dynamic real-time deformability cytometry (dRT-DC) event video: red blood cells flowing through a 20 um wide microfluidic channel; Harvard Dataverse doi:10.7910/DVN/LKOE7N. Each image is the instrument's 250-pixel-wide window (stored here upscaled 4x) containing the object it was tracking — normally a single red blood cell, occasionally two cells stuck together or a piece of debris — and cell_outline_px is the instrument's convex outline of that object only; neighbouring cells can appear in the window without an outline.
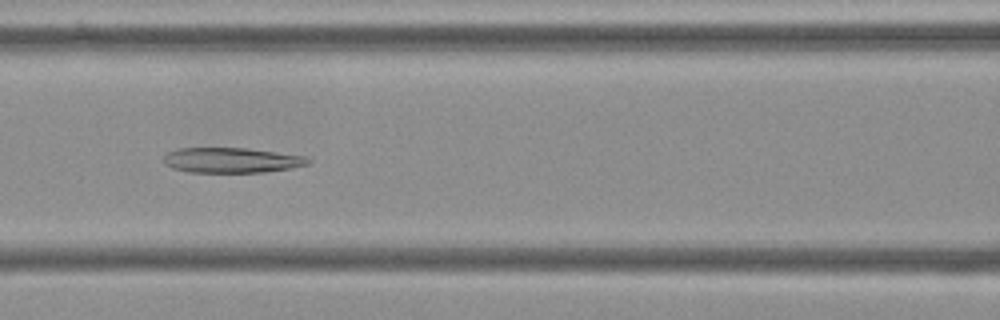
{"species": "Egyptian fruit bat (a non-hibernating species)", "species_latin": "Rousettus aegyptiacus", "temperature_condition": "cold", "stored_images_in_passage": 40, "camera_frame_rate_fps": 3000, "um_per_image_px": 0.085, "frame": {"image": 1, "passage_image": 9, "time_ms": 2.667, "image_size_px": [1000, 320], "cell_outline_px": [[312, 160], [308, 164], [288, 168], [264, 172], [188, 172], [172, 168], [164, 164], [164, 156], [168, 152], [176, 148], [248, 148], [304, 156]], "centroid_in_image_um": [19.64, 13.61], "position_along_channel_um": 147.0, "area_um2": 21.1}}
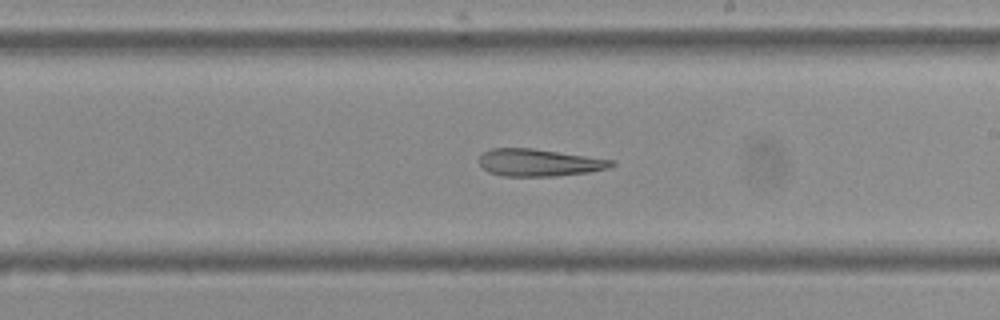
{"frame": {"image": 2, "passage_image": 17, "time_ms": 5.333, "image_size_px": [1000, 320], "cell_outline_px": [[616, 164], [608, 168], [588, 172], [556, 176], [504, 176], [488, 172], [480, 164], [480, 156], [484, 152], [492, 148], [532, 148], [616, 160]], "centroid_in_image_um": [45.85, 13.82], "position_along_channel_um": 243.1, "area_um2": 20.98}}
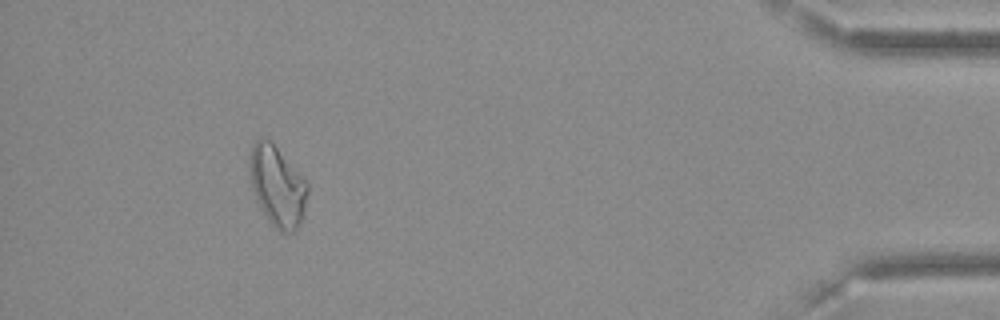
{"frame": {"image": 3, "passage_image": 36, "time_ms": 11.667, "image_size_px": [1000, 320], "cell_outline_px": [[308, 192], [300, 224], [292, 232], [284, 232], [276, 228], [268, 220], [252, 188], [248, 164], [248, 160], [252, 144], [260, 136], [264, 136], [276, 148], [308, 184]], "centroid_in_image_um": [23.54, 15.79], "position_along_channel_um": 411.7, "area_um2": 26.41}}